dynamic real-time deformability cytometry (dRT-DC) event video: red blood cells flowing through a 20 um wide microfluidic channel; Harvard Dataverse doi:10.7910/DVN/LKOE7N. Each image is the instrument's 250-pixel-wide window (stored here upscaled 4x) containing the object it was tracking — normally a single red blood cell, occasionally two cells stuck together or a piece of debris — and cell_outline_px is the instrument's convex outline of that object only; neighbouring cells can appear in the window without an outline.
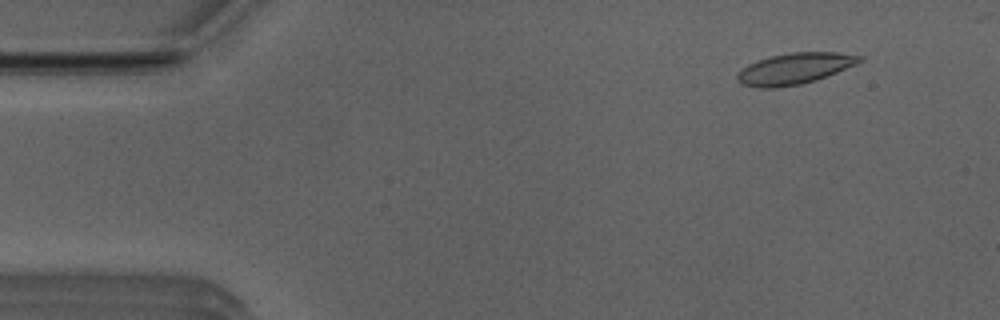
{"species": "Egyptian fruit bat (a non-hibernating species)", "species_latin": "Rousettus aegyptiacus", "temperature_condition": "room temperature", "stored_images_in_passage": 46, "camera_frame_rate_fps": 3000, "um_per_image_px": 0.085, "animal": {"sex": "male"}, "frame": {"image": 1, "passage_image": 5, "time_ms": 1.333, "image_size_px": [1000, 320], "cell_outline_px": [[864, 60], [856, 64], [816, 80], [800, 84], [776, 88], [760, 88], [740, 84], [736, 80], [736, 76], [748, 64], [772, 56], [792, 52], [836, 52], [864, 56]], "centroid_in_image_um": [67.55, 5.83], "position_along_channel_um": 17.4, "area_um2": 22.02}}
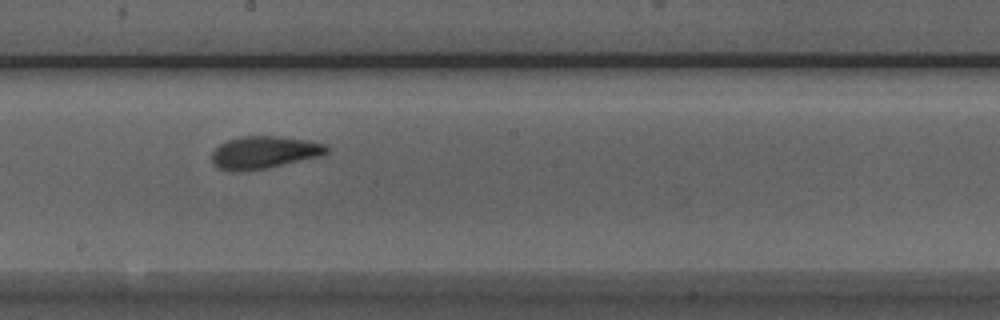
{"frame": {"image": 2, "passage_image": 28, "time_ms": 9.0, "image_size_px": [1000, 320], "cell_outline_px": [[328, 152], [320, 156], [264, 168], [240, 172], [232, 172], [220, 168], [212, 164], [212, 152], [220, 144], [228, 140], [240, 136], [280, 136], [308, 140], [328, 144]], "centroid_in_image_um": [22.44, 12.94], "position_along_channel_um": 225.8, "area_um2": 21.73}}
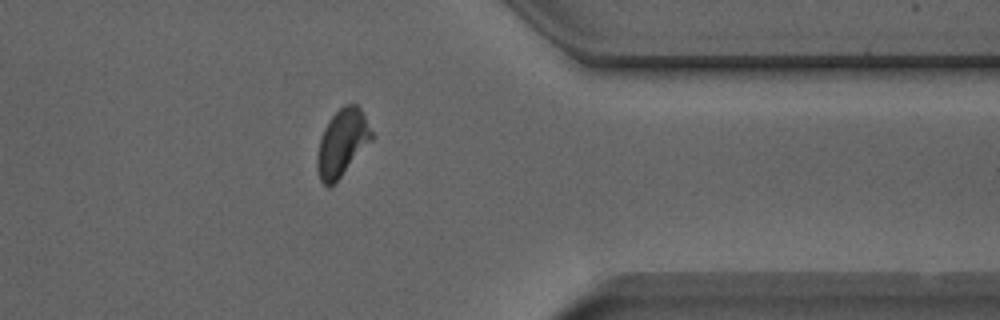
{"frame": {"image": 3, "passage_image": 41, "time_ms": 13.333, "image_size_px": [1000, 320], "cell_outline_px": [[376, 136], [340, 176], [328, 188], [320, 180], [316, 164], [316, 156], [320, 140], [324, 128], [328, 120], [344, 104], [356, 104], [360, 108]], "centroid_in_image_um": [29.09, 12.11], "position_along_channel_um": 382.3, "area_um2": 21.1}}